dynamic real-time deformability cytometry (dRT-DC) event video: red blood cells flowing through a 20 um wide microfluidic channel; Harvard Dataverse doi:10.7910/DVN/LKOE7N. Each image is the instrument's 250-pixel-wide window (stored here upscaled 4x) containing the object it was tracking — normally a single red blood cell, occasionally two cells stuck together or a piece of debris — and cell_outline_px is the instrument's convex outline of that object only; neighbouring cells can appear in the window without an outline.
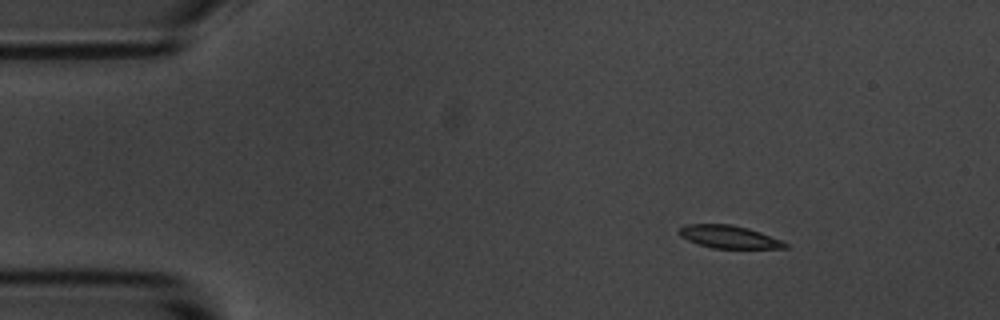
{"species": "common noctule bat (a hibernating species)", "species_latin": "Nyctalus noctula", "temperature_condition": "room temperature", "stored_images_in_passage": 6, "camera_frame_rate_fps": 3000, "um_per_image_px": 0.085, "animal": {"sex": "male", "body_mass_g": 20.1, "forearm_length_mm": 53.5}, "frame": {"image": 1, "passage_image": 2, "time_ms": 1.333, "image_size_px": [1000, 320], "cell_outline_px": [[788, 248], [712, 248], [688, 240], [680, 236], [676, 232], [684, 224], [732, 224], [748, 228], [760, 232], [780, 240], [788, 244]], "centroid_in_image_um": [61.92, 20.12], "position_along_channel_um": 23.1, "area_um2": 13.99}}
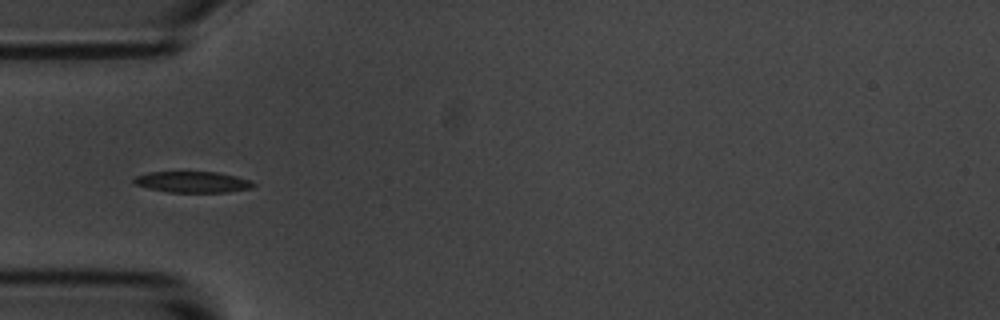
{"frame": {"image": 2, "passage_image": 5, "time_ms": 4.667, "image_size_px": [1000, 320], "cell_outline_px": [[256, 184], [252, 188], [228, 192], [168, 192], [148, 188], [132, 184], [132, 180], [136, 176], [148, 172], [216, 172], [236, 176], [252, 180]], "centroid_in_image_um": [16.37, 15.47], "position_along_channel_um": 68.6, "area_um2": 14.8}}